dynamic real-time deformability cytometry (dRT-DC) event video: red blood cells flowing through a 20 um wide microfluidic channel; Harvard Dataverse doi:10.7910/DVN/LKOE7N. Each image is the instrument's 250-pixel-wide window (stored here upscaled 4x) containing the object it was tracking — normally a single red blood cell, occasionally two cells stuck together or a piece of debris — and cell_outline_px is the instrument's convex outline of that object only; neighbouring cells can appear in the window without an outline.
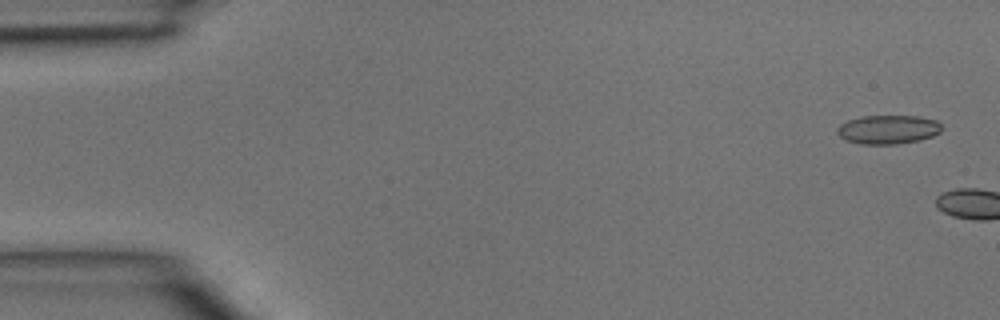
{"species": "common noctule bat (a hibernating species)", "species_latin": "Nyctalus noctula", "temperature_condition": "room temperature", "stored_images_in_passage": 4, "camera_frame_rate_fps": 3000, "um_per_image_px": 0.085, "animal": {"sex": "male", "body_mass_g": 15.6}, "frame": {"image": 1, "passage_image": 1, "time_ms": 0.0, "image_size_px": [1000, 320], "cell_outline_px": [[940, 132], [932, 136], [920, 140], [896, 144], [860, 144], [844, 140], [836, 132], [836, 128], [840, 124], [848, 120], [864, 116], [920, 116], [936, 120], [940, 124]], "centroid_in_image_um": [75.45, 11.01], "position_along_channel_um": 9.5, "area_um2": 17.63}}
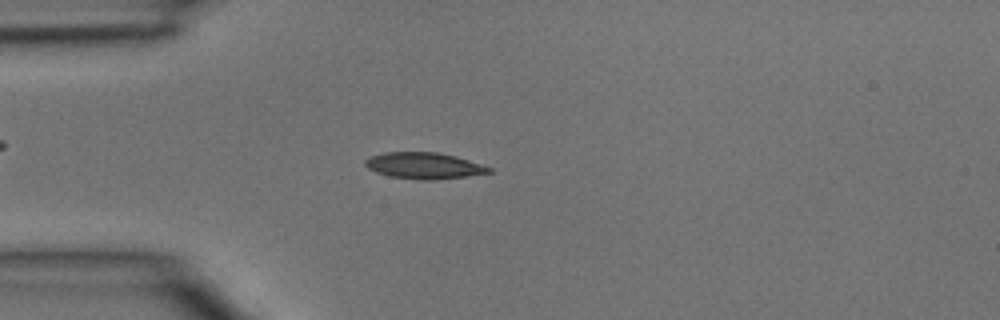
{"frame": {"image": 2, "passage_image": 4, "time_ms": 1.0, "image_size_px": [1000, 320], "cell_outline_px": [[492, 172], [468, 176], [432, 180], [420, 180], [388, 176], [376, 172], [368, 168], [364, 164], [364, 160], [368, 156], [384, 152], [436, 152], [456, 156], [484, 164], [492, 168]], "centroid_in_image_um": [36.04, 14.08], "position_along_channel_um": 49.0, "area_um2": 19.25}}